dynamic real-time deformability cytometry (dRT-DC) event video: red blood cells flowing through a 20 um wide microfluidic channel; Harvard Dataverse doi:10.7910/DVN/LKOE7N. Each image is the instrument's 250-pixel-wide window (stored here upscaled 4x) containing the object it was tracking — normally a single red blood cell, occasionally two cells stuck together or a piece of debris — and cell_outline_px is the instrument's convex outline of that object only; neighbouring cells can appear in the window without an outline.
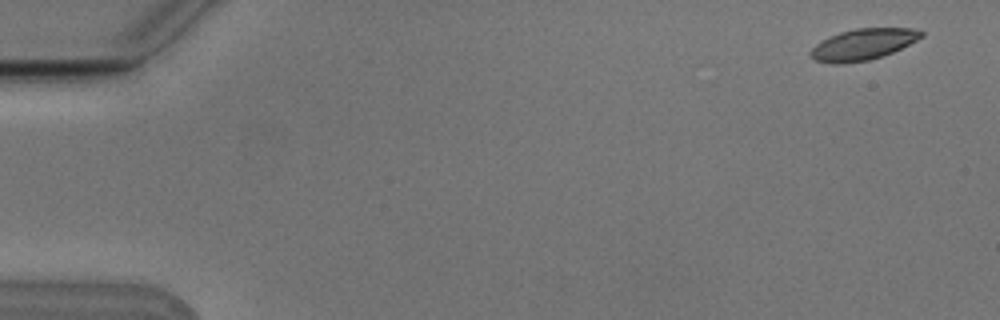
{"species": "Egyptian fruit bat (a non-hibernating species)", "species_latin": "Rousettus aegyptiacus", "temperature_condition": "cold", "stored_images_in_passage": 3, "camera_frame_rate_fps": 3000, "um_per_image_px": 0.085, "animal": {"sex": "male"}, "frame": {"image": 1, "passage_image": 1, "time_ms": 0.0, "image_size_px": [1000, 320], "cell_outline_px": [[924, 36], [892, 52], [868, 60], [840, 64], [832, 64], [816, 60], [808, 56], [808, 52], [816, 44], [828, 36], [840, 32], [856, 28], [912, 28], [924, 32]], "centroid_in_image_um": [73.3, 3.77], "position_along_channel_um": 11.7, "area_um2": 20.06}}